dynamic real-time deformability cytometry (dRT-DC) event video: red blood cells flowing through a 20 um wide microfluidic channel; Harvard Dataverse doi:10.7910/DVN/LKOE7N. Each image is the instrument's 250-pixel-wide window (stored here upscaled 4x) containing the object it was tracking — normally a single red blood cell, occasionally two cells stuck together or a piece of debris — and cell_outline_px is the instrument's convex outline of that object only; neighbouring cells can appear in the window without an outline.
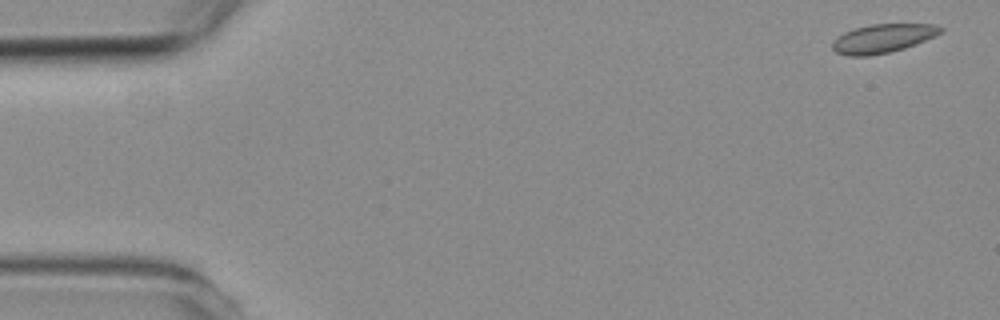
{"species": "common noctule bat (a hibernating species)", "species_latin": "Nyctalus noctula", "temperature_condition": "room temperature", "stored_images_in_passage": 4, "camera_frame_rate_fps": 3000, "um_per_image_px": 0.085, "animal": {"sex": "female", "body_mass_g": 19.3, "forearm_length_mm": 54.1}, "frame": {"image": 1, "passage_image": 1, "time_ms": 0.0, "image_size_px": [1000, 320], "cell_outline_px": [[944, 28], [940, 32], [924, 40], [904, 48], [888, 52], [868, 56], [848, 56], [836, 52], [832, 48], [832, 40], [844, 32], [856, 28], [872, 24], [936, 24]], "centroid_in_image_um": [74.98, 3.26], "position_along_channel_um": 10.0, "area_um2": 17.86}}
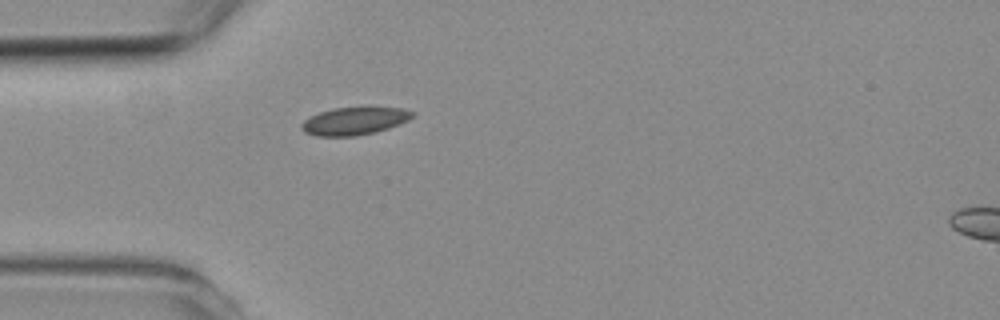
{"frame": {"image": 2, "passage_image": 4, "time_ms": 4.333, "image_size_px": [1000, 320], "cell_outline_px": [[416, 112], [408, 120], [388, 128], [356, 136], [316, 136], [304, 132], [300, 128], [300, 124], [304, 120], [320, 112], [332, 108], [404, 108]], "centroid_in_image_um": [30.09, 10.29], "position_along_channel_um": 54.9, "area_um2": 17.63}}